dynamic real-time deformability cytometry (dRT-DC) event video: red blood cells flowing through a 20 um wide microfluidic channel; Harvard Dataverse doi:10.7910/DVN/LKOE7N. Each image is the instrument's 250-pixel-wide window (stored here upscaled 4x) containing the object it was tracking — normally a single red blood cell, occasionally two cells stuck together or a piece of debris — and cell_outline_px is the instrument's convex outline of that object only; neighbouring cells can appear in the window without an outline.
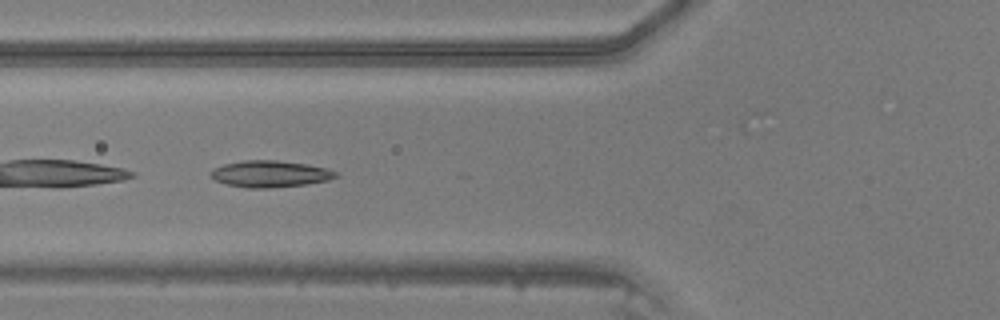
{"species": "common noctule bat (a hibernating species)", "species_latin": "Nyctalus noctula", "temperature_condition": "warm", "stored_images_in_passage": 30, "camera_frame_rate_fps": 3000, "um_per_image_px": 0.085, "animal": {"sex": "male", "body_mass_g": 20.5, "forearm_length_mm": 52.5}, "frame": {"image": 1, "passage_image": 3, "time_ms": 0.667, "image_size_px": [1000, 320], "cell_outline_px": [[340, 176], [328, 180], [304, 184], [268, 188], [248, 188], [228, 184], [216, 180], [212, 176], [212, 168], [224, 164], [244, 160], [276, 160], [304, 164], [324, 168], [336, 172]], "centroid_in_image_um": [22.95, 14.78], "position_along_channel_um": 102.8, "area_um2": 19.02}}
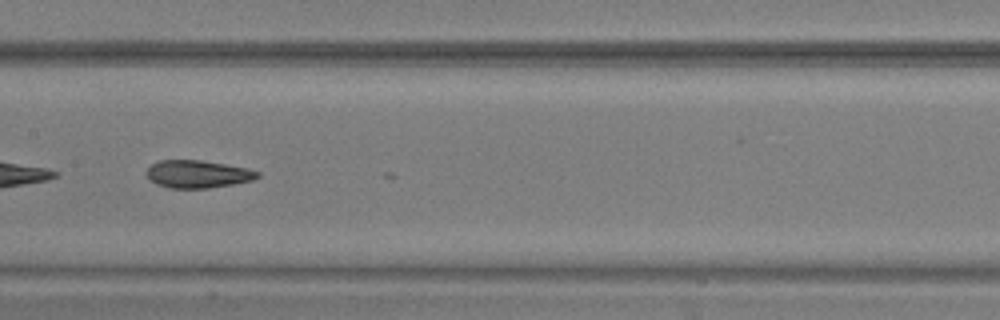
{"frame": {"image": 2, "passage_image": 9, "time_ms": 2.667, "image_size_px": [1000, 320], "cell_outline_px": [[260, 176], [252, 180], [232, 184], [208, 188], [168, 188], [156, 184], [148, 176], [148, 168], [152, 164], [160, 160], [200, 160], [248, 168], [260, 172]], "centroid_in_image_um": [16.83, 14.8], "position_along_channel_um": 190.6, "area_um2": 17.69}}
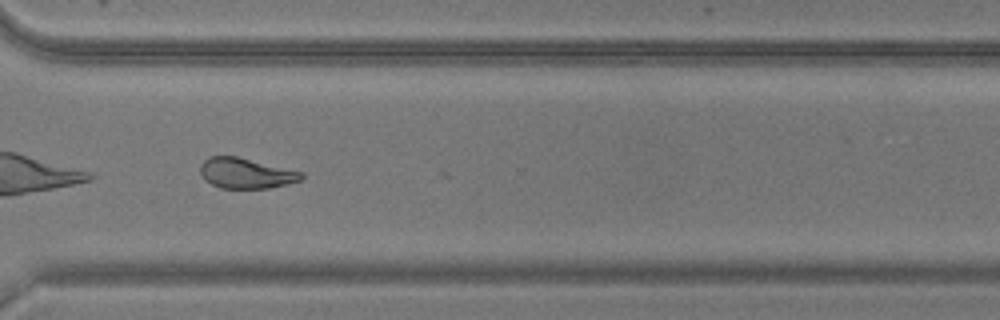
{"frame": {"image": 3, "passage_image": 20, "time_ms": 6.333, "image_size_px": [1000, 320], "cell_outline_px": [[304, 176], [300, 180], [288, 184], [268, 188], [220, 188], [204, 180], [200, 172], [200, 164], [204, 160], [212, 156], [236, 156], [304, 172]], "centroid_in_image_um": [20.9, 14.73], "position_along_channel_um": 349.7, "area_um2": 17.92}}